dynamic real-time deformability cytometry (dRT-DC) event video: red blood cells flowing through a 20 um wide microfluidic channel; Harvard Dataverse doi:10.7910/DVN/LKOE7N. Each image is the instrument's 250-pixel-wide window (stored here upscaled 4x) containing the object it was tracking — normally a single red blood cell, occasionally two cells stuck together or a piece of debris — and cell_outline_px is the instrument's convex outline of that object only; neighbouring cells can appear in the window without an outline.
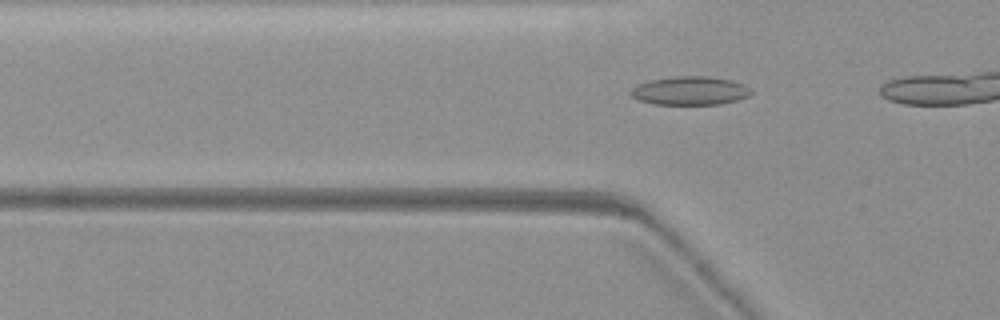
{"species": "common noctule bat (a hibernating species)", "species_latin": "Nyctalus noctula", "temperature_condition": "warm", "stored_images_in_passage": 7, "camera_frame_rate_fps": 3000, "um_per_image_px": 0.085, "animal": {"sex": "female", "body_mass_g": 19.3, "forearm_length_mm": 54.1}, "frame": {"image": 1, "passage_image": 3, "time_ms": 0.667, "image_size_px": [1000, 320], "cell_outline_px": [[752, 92], [748, 96], [736, 100], [720, 104], [656, 104], [640, 100], [632, 96], [632, 88], [636, 84], [652, 80], [676, 76], [708, 76], [732, 80], [744, 84]], "centroid_in_image_um": [58.67, 7.7], "position_along_channel_um": 67.1, "area_um2": 19.77}}